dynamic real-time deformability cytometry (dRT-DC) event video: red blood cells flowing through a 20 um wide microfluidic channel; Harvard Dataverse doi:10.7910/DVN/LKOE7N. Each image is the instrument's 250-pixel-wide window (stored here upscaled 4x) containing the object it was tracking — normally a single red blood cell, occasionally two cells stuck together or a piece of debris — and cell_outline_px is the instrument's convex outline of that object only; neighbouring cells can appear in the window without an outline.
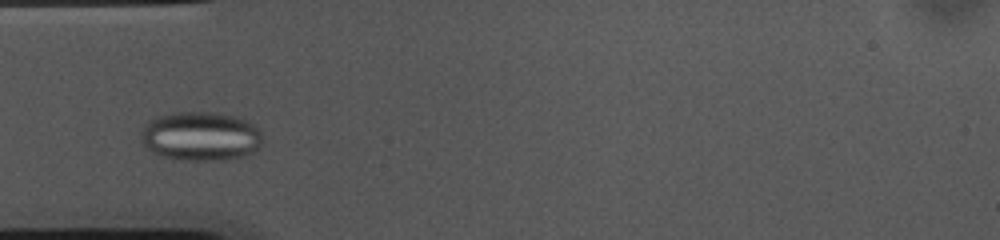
{"species": "common noctule bat (a hibernating species)", "species_latin": "Nyctalus noctula", "temperature_condition": "cold", "stored_images_in_passage": 29, "camera_frame_rate_fps": 3000, "um_per_image_px": 0.085, "animal": {"sex": "female", "body_mass_g": 10.0, "forearm_length_mm": 53.1}, "frame": {"image": 1, "passage_image": 1, "time_ms": 0.0, "image_size_px": [1000, 240], "cell_outline_px": [[264, 144], [252, 152], [244, 156], [228, 160], [184, 160], [164, 156], [152, 152], [144, 144], [140, 136], [140, 132], [144, 124], [148, 120], [156, 116], [172, 112], [216, 112], [236, 116], [248, 120], [260, 132]], "centroid_in_image_um": [17.06, 11.57], "position_along_channel_um": 67.9, "area_um2": 35.2}}
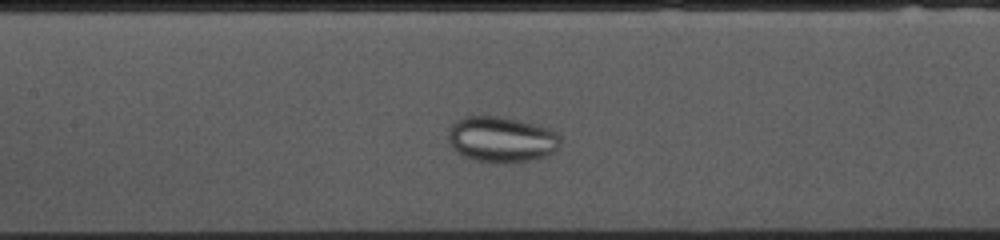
{"frame": {"image": 2, "passage_image": 9, "time_ms": 2.667, "image_size_px": [1000, 240], "cell_outline_px": [[560, 144], [548, 156], [532, 160], [500, 164], [476, 160], [464, 156], [452, 148], [448, 140], [448, 128], [456, 120], [464, 116], [496, 116], [532, 124], [548, 128], [556, 132], [560, 136]], "centroid_in_image_um": [42.59, 11.86], "position_along_channel_um": 164.8, "area_um2": 29.88}}
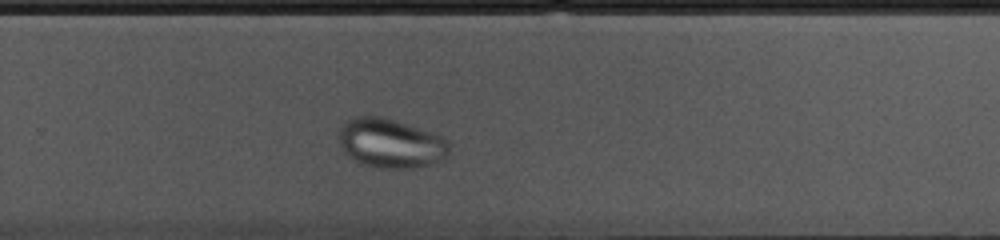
{"frame": {"image": 3, "passage_image": 20, "time_ms": 6.333, "image_size_px": [1000, 240], "cell_outline_px": [[448, 156], [440, 160], [428, 164], [412, 168], [380, 168], [364, 164], [356, 160], [344, 152], [340, 144], [340, 128], [344, 120], [356, 116], [380, 116], [440, 136], [448, 140]], "centroid_in_image_um": [33.16, 12.18], "position_along_channel_um": 296.6, "area_um2": 31.04}}